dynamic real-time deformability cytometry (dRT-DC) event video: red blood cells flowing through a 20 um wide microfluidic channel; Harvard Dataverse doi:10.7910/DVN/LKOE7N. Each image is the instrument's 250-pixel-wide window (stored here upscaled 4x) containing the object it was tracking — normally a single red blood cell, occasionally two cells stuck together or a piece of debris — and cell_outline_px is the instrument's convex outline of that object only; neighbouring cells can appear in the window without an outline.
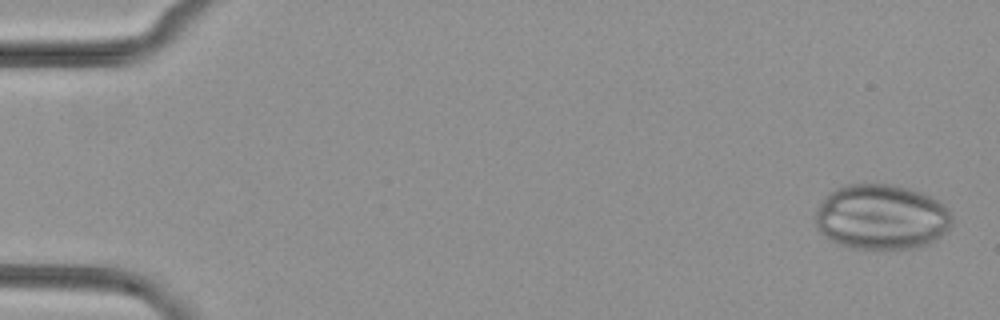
{"species": "common noctule bat (a hibernating species)", "species_latin": "Nyctalus noctula", "temperature_condition": "cold", "stored_images_in_passage": 9, "camera_frame_rate_fps": 3000, "um_per_image_px": 0.085, "animal": {"sex": "female", "body_mass_g": 29.2, "forearm_length_mm": 56.3}, "frame": {"image": 1, "passage_image": 2, "time_ms": 0.333, "image_size_px": [1000, 320], "cell_outline_px": [[952, 224], [948, 232], [920, 248], [848, 248], [836, 244], [824, 236], [820, 232], [816, 224], [816, 208], [828, 192], [836, 188], [848, 184], [892, 184], [908, 188], [920, 192], [936, 200], [948, 212], [952, 220]], "centroid_in_image_um": [74.88, 18.45], "position_along_channel_um": 10.1, "area_um2": 51.96}}